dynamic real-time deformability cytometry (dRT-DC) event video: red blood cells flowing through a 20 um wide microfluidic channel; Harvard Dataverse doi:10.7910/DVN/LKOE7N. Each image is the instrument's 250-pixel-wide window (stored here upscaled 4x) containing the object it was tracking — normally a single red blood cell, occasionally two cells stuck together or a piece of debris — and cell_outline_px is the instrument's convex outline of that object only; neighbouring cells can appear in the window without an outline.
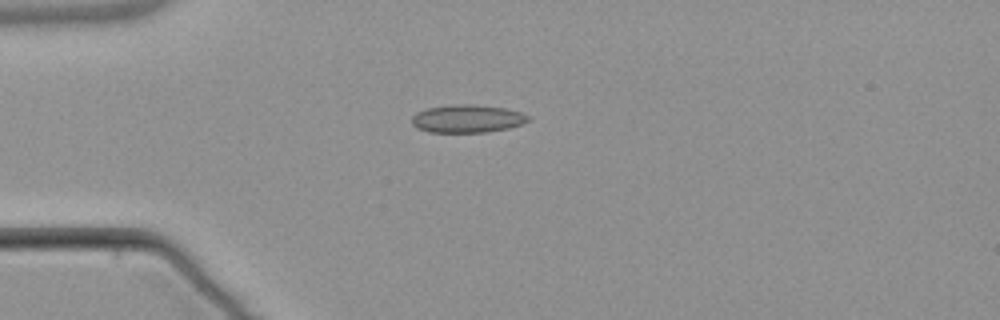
{"species": "common noctule bat (a hibernating species)", "species_latin": "Nyctalus noctula", "temperature_condition": "warm", "stored_images_in_passage": 2, "camera_frame_rate_fps": 3000, "um_per_image_px": 0.085, "animal": {"sex": "male", "body_mass_g": 21.5, "forearm_length_mm": 52.0}, "frame": {"image": 1, "passage_image": 2, "time_ms": 1.333, "image_size_px": [1000, 320], "cell_outline_px": [[528, 120], [520, 124], [508, 128], [484, 132], [428, 132], [416, 128], [412, 124], [412, 116], [416, 112], [428, 108], [456, 104], [472, 104], [504, 108], [520, 112], [528, 116]], "centroid_in_image_um": [39.66, 10.09], "position_along_channel_um": 45.3, "area_um2": 18.73}}